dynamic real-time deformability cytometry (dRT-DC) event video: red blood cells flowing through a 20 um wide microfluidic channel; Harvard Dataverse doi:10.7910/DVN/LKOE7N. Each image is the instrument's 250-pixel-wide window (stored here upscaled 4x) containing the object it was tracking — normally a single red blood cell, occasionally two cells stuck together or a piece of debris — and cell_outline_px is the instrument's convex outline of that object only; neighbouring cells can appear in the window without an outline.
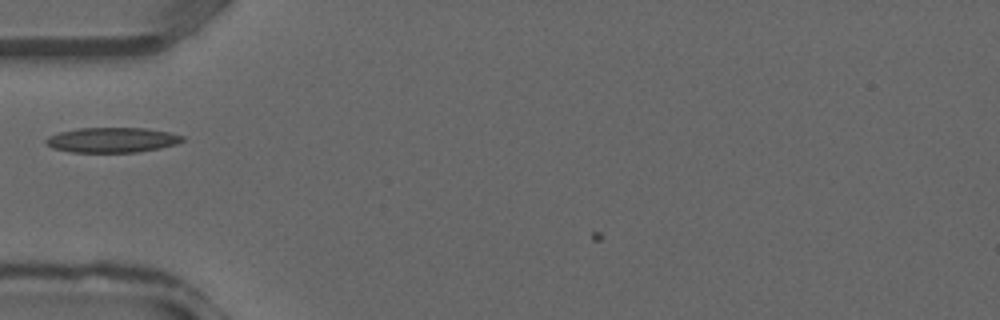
{"species": "common noctule bat (a hibernating species)", "species_latin": "Nyctalus noctula", "temperature_condition": "warm", "stored_images_in_passage": 7, "camera_frame_rate_fps": 3000, "um_per_image_px": 0.085, "animal": {"sex": "male", "forearm_length_mm": 52.5}, "frame": {"image": 1, "passage_image": 5, "time_ms": 1.333, "image_size_px": [1000, 320], "cell_outline_px": [[184, 140], [176, 144], [160, 148], [136, 152], [72, 152], [52, 148], [44, 144], [44, 140], [48, 136], [60, 132], [80, 128], [144, 128], [168, 132], [184, 136]], "centroid_in_image_um": [9.5, 11.9], "position_along_channel_um": 75.5, "area_um2": 19.88}}